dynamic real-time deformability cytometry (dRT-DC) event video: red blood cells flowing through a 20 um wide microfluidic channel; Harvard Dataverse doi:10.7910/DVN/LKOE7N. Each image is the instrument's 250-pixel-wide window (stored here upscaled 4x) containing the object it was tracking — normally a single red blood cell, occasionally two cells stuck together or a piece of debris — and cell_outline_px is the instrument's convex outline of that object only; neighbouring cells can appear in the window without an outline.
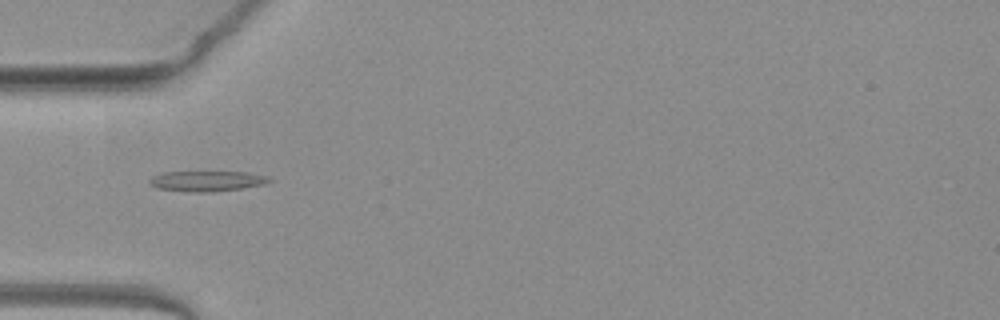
{"species": "common noctule bat (a hibernating species)", "species_latin": "Nyctalus noctula", "temperature_condition": "warm", "stored_images_in_passage": 45, "camera_frame_rate_fps": 3000, "um_per_image_px": 0.085, "animal": {"sex": "female", "body_mass_g": 19.3, "forearm_length_mm": 54.1}, "frame": {"image": 1, "passage_image": 11, "time_ms": 3.333, "image_size_px": [1000, 320], "cell_outline_px": [[272, 180], [264, 184], [240, 188], [208, 192], [188, 192], [156, 188], [148, 184], [148, 180], [152, 176], [164, 172], [244, 172], [268, 176]], "centroid_in_image_um": [17.52, 15.39], "position_along_channel_um": 67.5, "area_um2": 14.16}}
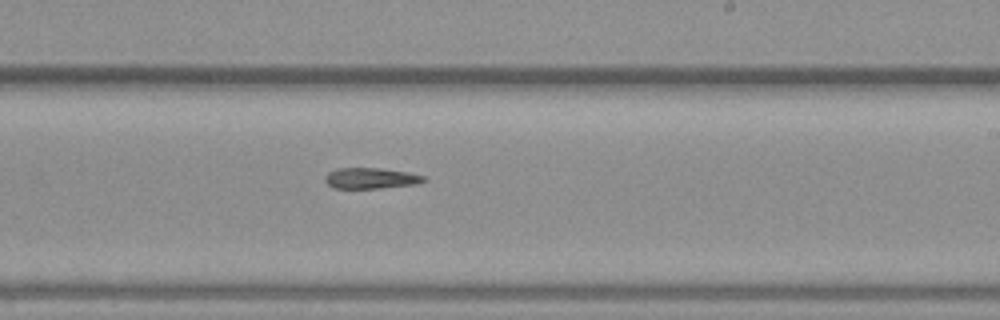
{"frame": {"image": 2, "passage_image": 25, "time_ms": 8.0, "image_size_px": [1000, 320], "cell_outline_px": [[428, 180], [416, 184], [380, 188], [332, 188], [324, 180], [324, 176], [328, 172], [336, 168], [380, 168], [408, 172], [424, 176]], "centroid_in_image_um": [31.5, 15.14], "position_along_channel_um": 257.5, "area_um2": 12.08}}
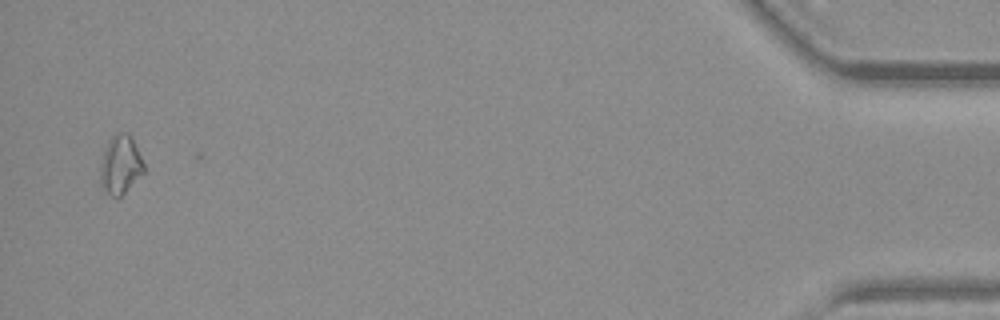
{"frame": {"image": 3, "passage_image": 44, "time_ms": 14.333, "image_size_px": [1000, 320], "cell_outline_px": [[144, 172], [120, 196], [112, 196], [104, 192], [100, 188], [100, 164], [104, 152], [112, 136], [116, 132], [128, 132], [132, 136], [144, 164]], "centroid_in_image_um": [10.22, 14.0], "position_along_channel_um": 425.0, "area_um2": 14.85}}